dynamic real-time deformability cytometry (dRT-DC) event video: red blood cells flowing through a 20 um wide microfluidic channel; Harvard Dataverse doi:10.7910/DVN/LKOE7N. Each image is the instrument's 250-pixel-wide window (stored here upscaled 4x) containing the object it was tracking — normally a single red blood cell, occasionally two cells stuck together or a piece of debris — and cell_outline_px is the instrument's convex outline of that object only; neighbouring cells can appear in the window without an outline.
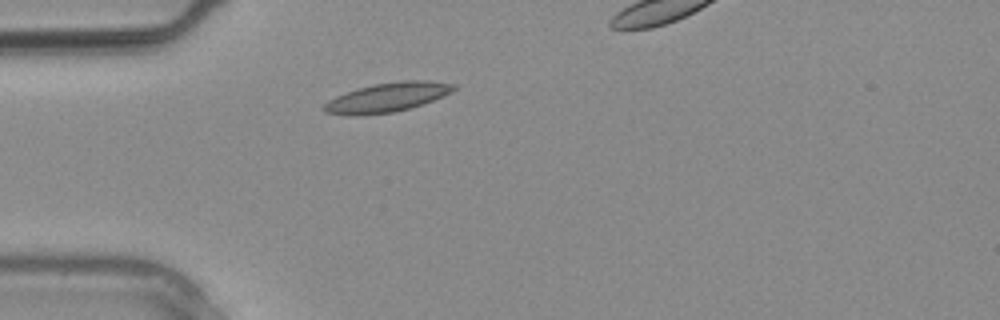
{"species": "common noctule bat (a hibernating species)", "species_latin": "Nyctalus noctula", "temperature_condition": "warm", "stored_images_in_passage": 3, "segment_of_instrument_passage": [1, 2], "camera_frame_rate_fps": 3000, "um_per_image_px": 0.085, "animal": {"sex": "male", "body_mass_g": 20.4}, "frame": {"image": 1, "passage_image": 2, "time_ms": 0.333, "image_size_px": [1000, 320], "cell_outline_px": [[456, 88], [452, 92], [424, 104], [392, 112], [360, 116], [348, 116], [324, 112], [320, 108], [328, 100], [336, 96], [372, 84], [400, 80], [428, 80], [456, 84]], "centroid_in_image_um": [32.9, 8.28], "position_along_channel_um": 52.1, "area_um2": 22.31}}